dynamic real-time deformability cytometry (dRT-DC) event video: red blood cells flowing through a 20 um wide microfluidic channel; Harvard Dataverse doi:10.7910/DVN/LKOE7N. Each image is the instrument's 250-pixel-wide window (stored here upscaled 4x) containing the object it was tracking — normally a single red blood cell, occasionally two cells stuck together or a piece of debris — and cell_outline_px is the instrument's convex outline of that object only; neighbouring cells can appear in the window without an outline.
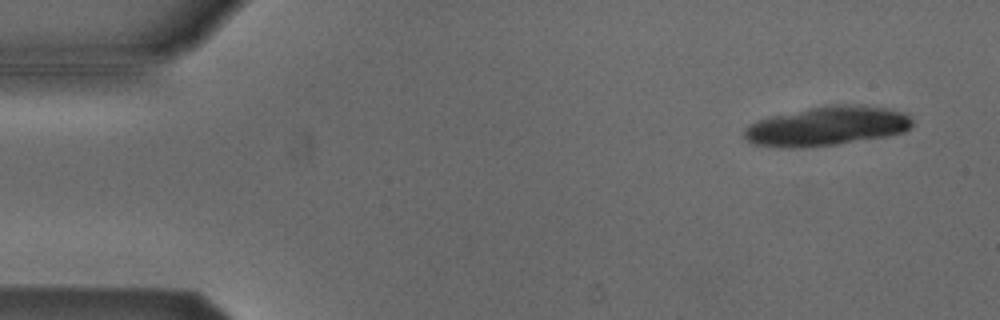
{"species": "Egyptian fruit bat (a non-hibernating species)", "species_latin": "Rousettus aegyptiacus", "temperature_condition": "cold", "stored_images_in_passage": 19, "camera_frame_rate_fps": 3000, "um_per_image_px": 0.085, "animal": {"sex": "male"}, "frame": {"image": 1, "passage_image": 4, "time_ms": 1.0, "image_size_px": [1000, 320], "cell_outline_px": [[912, 124], [904, 132], [884, 136], [836, 144], [800, 148], [784, 148], [752, 144], [744, 136], [744, 128], [748, 124], [768, 116], [832, 104], [860, 104], [888, 108], [908, 112], [912, 120]], "centroid_in_image_um": [70.28, 10.7], "position_along_channel_um": 14.7, "area_um2": 38.67}}